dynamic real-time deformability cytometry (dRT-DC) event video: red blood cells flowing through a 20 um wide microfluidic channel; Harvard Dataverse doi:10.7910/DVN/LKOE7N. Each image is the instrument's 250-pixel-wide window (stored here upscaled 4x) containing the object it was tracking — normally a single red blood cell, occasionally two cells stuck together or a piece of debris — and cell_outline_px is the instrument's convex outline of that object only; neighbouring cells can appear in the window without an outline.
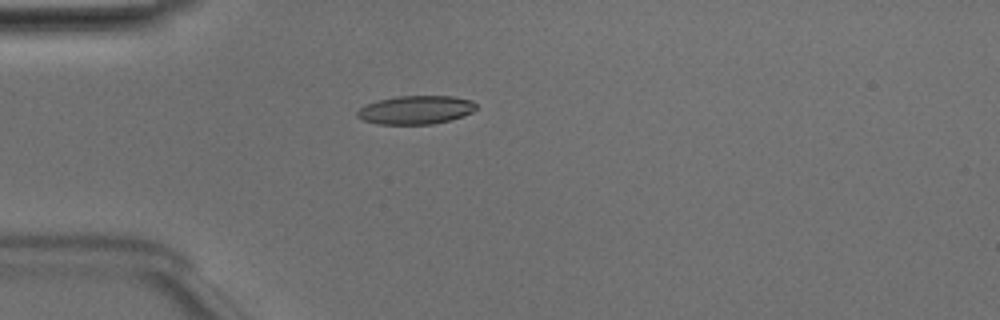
{"species": "Egyptian fruit bat (a non-hibernating species)", "species_latin": "Rousettus aegyptiacus", "temperature_condition": "room temperature", "stored_images_in_passage": 24, "camera_frame_rate_fps": 3000, "um_per_image_px": 0.085, "animal": {"sex": "male"}, "frame": {"image": 1, "passage_image": 5, "time_ms": 1.333, "image_size_px": [1000, 320], "cell_outline_px": [[476, 108], [472, 112], [464, 116], [452, 120], [432, 124], [376, 124], [364, 120], [356, 116], [356, 112], [364, 104], [376, 100], [396, 96], [452, 96], [472, 100], [476, 104]], "centroid_in_image_um": [35.33, 9.34], "position_along_channel_um": 49.7, "area_um2": 20.0}}
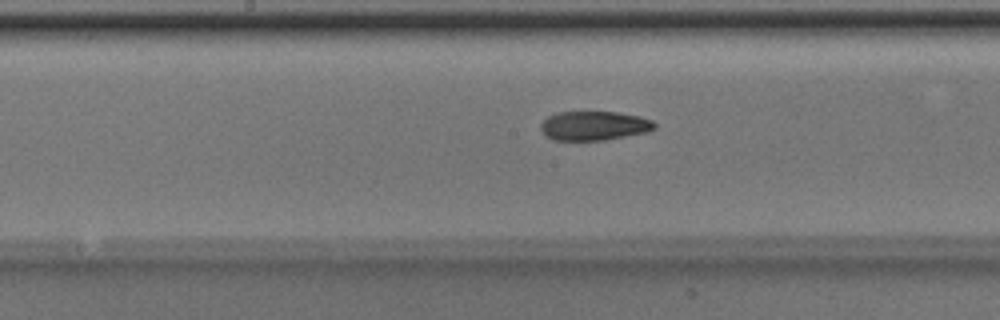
{"frame": {"image": 2, "passage_image": 17, "time_ms": 5.333, "image_size_px": [1000, 320], "cell_outline_px": [[656, 128], [648, 132], [604, 140], [552, 140], [544, 136], [540, 128], [540, 124], [548, 116], [556, 112], [616, 112], [640, 116], [652, 120], [656, 124]], "centroid_in_image_um": [50.48, 10.69], "position_along_channel_um": 197.7, "area_um2": 19.54}}
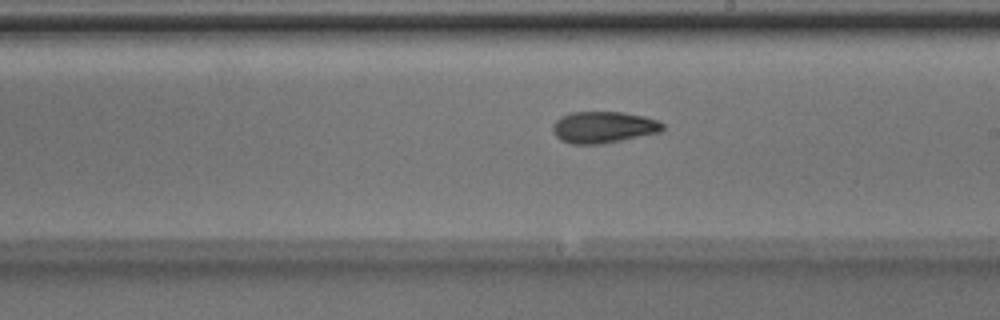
{"frame": {"image": 3, "passage_image": 20, "time_ms": 6.333, "image_size_px": [1000, 320], "cell_outline_px": [[664, 128], [660, 132], [600, 144], [572, 144], [560, 140], [556, 136], [552, 128], [552, 124], [560, 116], [572, 112], [624, 112], [644, 116], [656, 120], [664, 124]], "centroid_in_image_um": [51.26, 10.8], "position_along_channel_um": 237.7, "area_um2": 20.17}}